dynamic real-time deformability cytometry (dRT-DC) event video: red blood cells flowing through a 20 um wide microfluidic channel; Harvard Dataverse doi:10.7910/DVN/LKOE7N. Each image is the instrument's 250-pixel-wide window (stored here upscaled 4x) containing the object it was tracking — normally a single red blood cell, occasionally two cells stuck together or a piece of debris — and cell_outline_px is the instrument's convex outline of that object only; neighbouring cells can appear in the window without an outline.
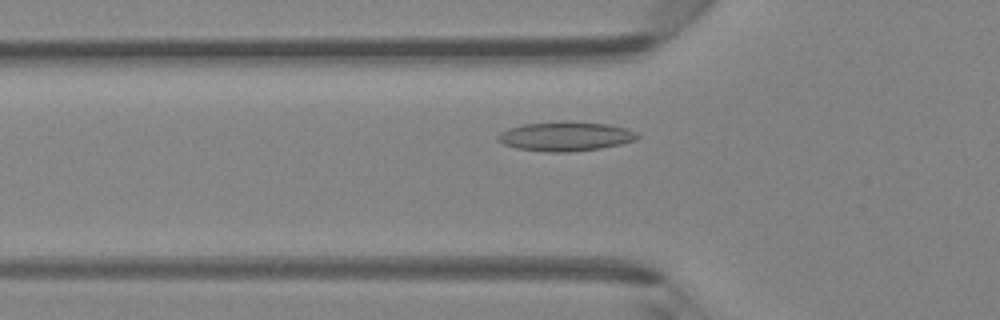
{"species": "Egyptian fruit bat (a non-hibernating species)", "species_latin": "Rousettus aegyptiacus", "temperature_condition": "room temperature", "stored_images_in_passage": 44, "camera_frame_rate_fps": 3000, "um_per_image_px": 0.085, "animal": {"sex": "female"}, "frame": {"image": 1, "passage_image": 13, "time_ms": 4.0, "image_size_px": [1000, 320], "cell_outline_px": [[640, 136], [636, 140], [620, 144], [600, 148], [568, 152], [544, 152], [516, 148], [504, 144], [496, 140], [496, 136], [500, 132], [508, 128], [524, 124], [564, 120], [608, 124], [628, 128], [636, 132]], "centroid_in_image_um": [48.05, 11.58], "position_along_channel_um": 77.7, "area_um2": 24.16}}
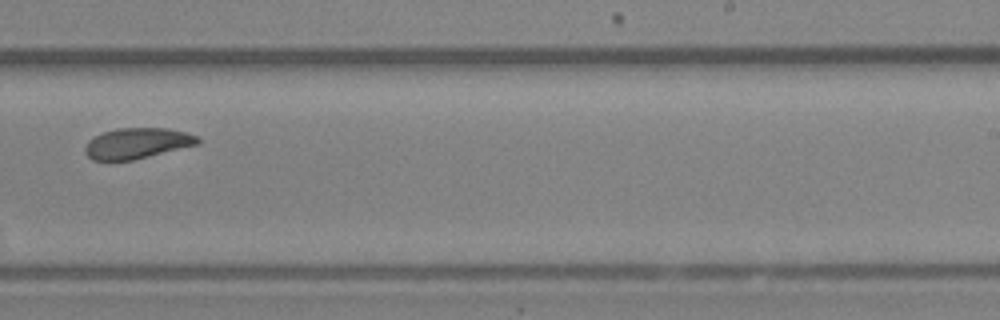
{"frame": {"image": 2, "passage_image": 27, "time_ms": 8.667, "image_size_px": [1000, 320], "cell_outline_px": [[200, 144], [132, 160], [92, 160], [84, 152], [84, 148], [88, 140], [104, 132], [116, 128], [168, 128], [184, 132], [196, 136], [200, 140]], "centroid_in_image_um": [11.64, 12.18], "position_along_channel_um": 277.4, "area_um2": 20.06}}
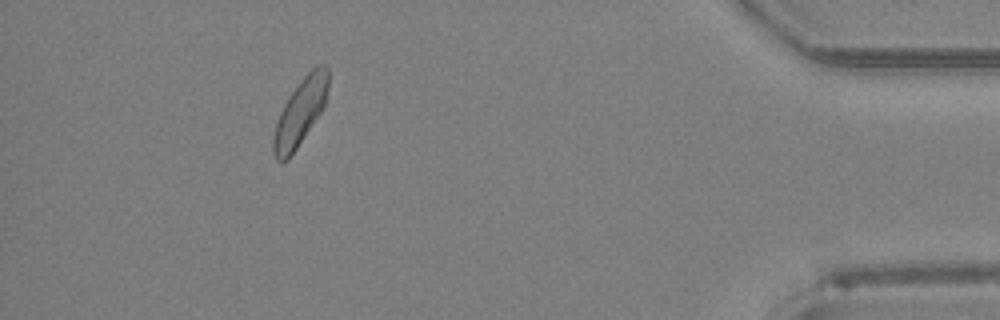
{"frame": {"image": 3, "passage_image": 40, "time_ms": 13.0, "image_size_px": [1000, 320], "cell_outline_px": [[328, 88], [324, 104], [320, 112], [288, 160], [276, 160], [272, 148], [272, 140], [276, 124], [280, 112], [288, 96], [300, 80], [316, 64], [324, 64], [328, 68]], "centroid_in_image_um": [25.51, 9.49], "position_along_channel_um": 409.7, "area_um2": 20.87}, "authors_computed_cell_mechanics": {"area_um2": 21.097, "velocity_mm_per_s": 4.2911, "shape_relaxation_time_tau1_ms": 4.3922, "shape_relaxation_time_tau2_ms": null, "deformation_change_tau1": 0.1025, "deformation_change_tau2": null}}